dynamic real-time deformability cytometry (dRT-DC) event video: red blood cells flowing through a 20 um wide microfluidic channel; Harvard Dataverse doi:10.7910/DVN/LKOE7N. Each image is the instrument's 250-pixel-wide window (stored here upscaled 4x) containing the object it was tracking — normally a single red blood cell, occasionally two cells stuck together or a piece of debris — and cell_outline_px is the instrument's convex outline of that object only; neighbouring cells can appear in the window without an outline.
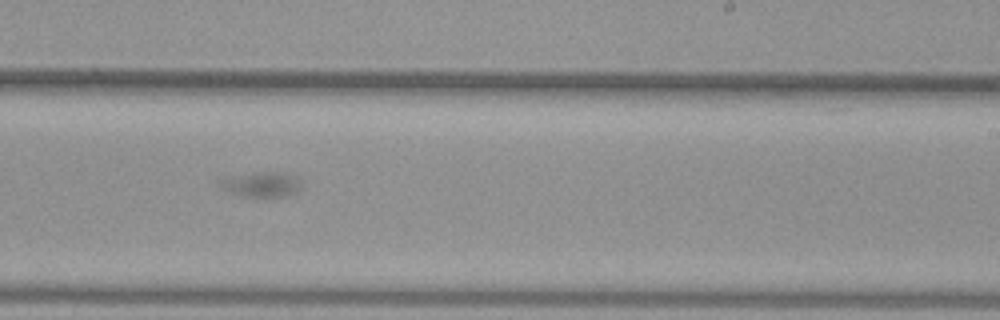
{"species": "common noctule bat (a hibernating species)", "species_latin": "Nyctalus noctula", "temperature_condition": "warm", "stored_images_in_passage": 49, "camera_frame_rate_fps": 3000, "um_per_image_px": 0.085, "animal": {"sex": "female", "body_mass_g": 29.2, "forearm_length_mm": 56.3}, "frame": {"image": 1, "passage_image": 21, "time_ms": 6.667, "image_size_px": [1000, 320], "cell_outline_px": [[300, 188], [284, 196], [272, 200], [244, 196], [232, 192], [224, 188], [220, 184], [220, 180], [256, 172], [284, 172], [300, 176]], "centroid_in_image_um": [22.35, 15.7], "position_along_channel_um": 266.6, "area_um2": 11.91}}
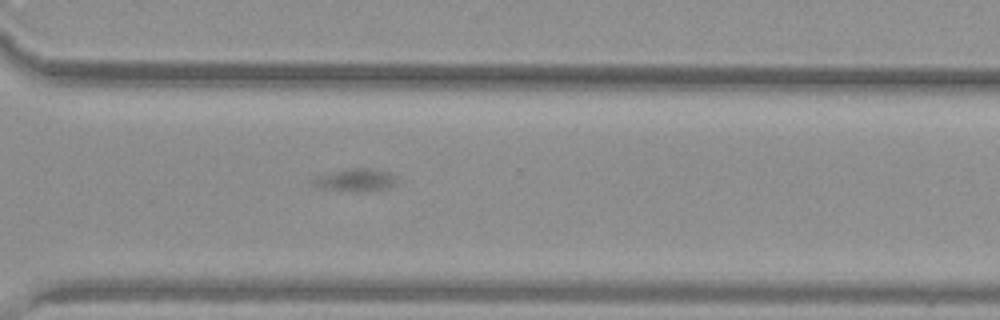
{"frame": {"image": 2, "passage_image": 28, "time_ms": 9.0, "image_size_px": [1000, 320], "cell_outline_px": [[392, 184], [388, 188], [364, 192], [352, 192], [324, 188], [312, 184], [308, 180], [312, 176], [352, 168], [376, 168], [392, 172]], "centroid_in_image_um": [30.13, 15.29], "position_along_channel_um": 340.5, "area_um2": 11.16}}